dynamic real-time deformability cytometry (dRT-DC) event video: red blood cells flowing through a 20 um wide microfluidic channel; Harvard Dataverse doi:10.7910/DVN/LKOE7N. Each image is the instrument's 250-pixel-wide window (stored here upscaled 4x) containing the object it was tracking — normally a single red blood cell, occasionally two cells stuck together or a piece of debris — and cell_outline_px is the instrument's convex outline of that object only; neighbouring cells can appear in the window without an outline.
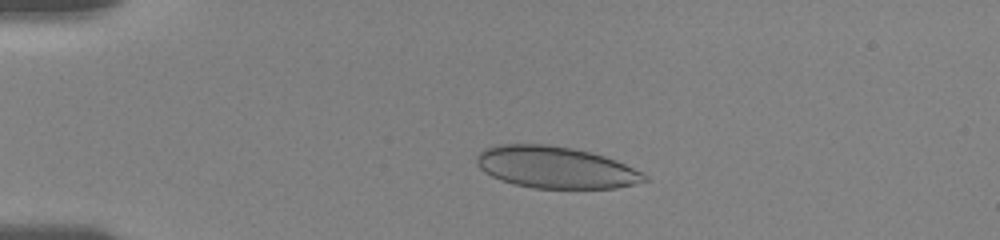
{"species": "human", "species_latin": "Homo sapiens", "temperature_condition": "room temperature", "stored_images_in_passage": 19, "camera_frame_rate_fps": 3000, "um_per_image_px": 0.085, "donor": {"sex": "female"}, "frame": {"image": 1, "passage_image": 5, "time_ms": 3.0, "image_size_px": [1000, 240], "cell_outline_px": [[652, 180], [636, 184], [616, 188], [532, 188], [512, 184], [500, 180], [484, 172], [476, 164], [476, 156], [484, 148], [496, 144], [548, 144], [572, 148], [604, 156], [616, 160], [648, 176]], "centroid_in_image_um": [47.2, 14.23], "position_along_channel_um": 37.8, "area_um2": 41.04}}
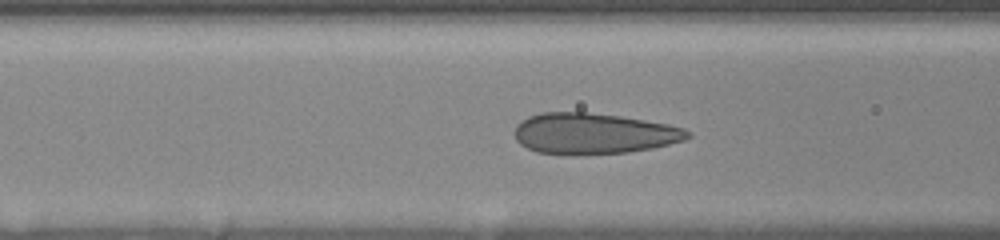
{"frame": {"image": 2, "passage_image": 15, "time_ms": 6.333, "image_size_px": [1000, 240], "cell_outline_px": [[692, 136], [684, 140], [652, 148], [628, 152], [536, 152], [520, 144], [516, 140], [516, 124], [528, 116], [540, 112], [588, 112], [620, 116], [668, 124], [684, 128], [692, 132]], "centroid_in_image_um": [50.49, 11.3], "position_along_channel_um": 116.1, "area_um2": 40.34}}
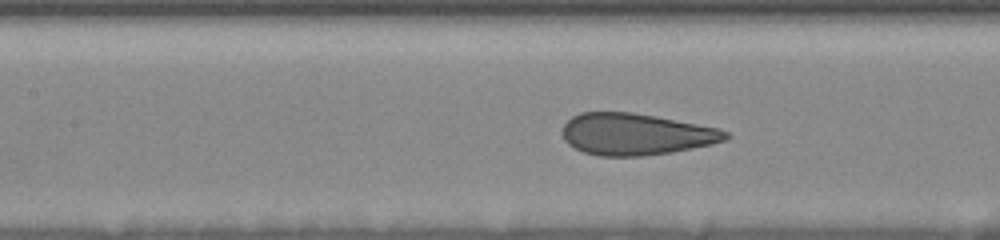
{"frame": {"image": 3, "passage_image": 18, "time_ms": 7.333, "image_size_px": [1000, 240], "cell_outline_px": [[732, 136], [724, 140], [712, 144], [672, 152], [640, 156], [600, 156], [584, 152], [568, 144], [564, 140], [564, 124], [572, 116], [580, 112], [632, 112], [656, 116], [720, 128], [728, 132]], "centroid_in_image_um": [54.07, 11.4], "position_along_channel_um": 153.3, "area_um2": 39.59}}